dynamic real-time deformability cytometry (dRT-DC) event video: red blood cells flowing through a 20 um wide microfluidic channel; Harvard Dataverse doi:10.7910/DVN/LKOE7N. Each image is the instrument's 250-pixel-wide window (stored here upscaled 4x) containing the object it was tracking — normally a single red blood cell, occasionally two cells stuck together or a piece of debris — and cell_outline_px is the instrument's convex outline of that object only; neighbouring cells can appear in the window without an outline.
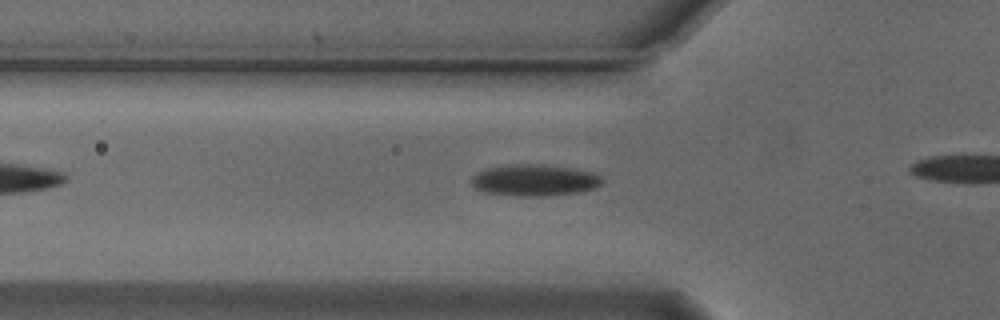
{"species": "Egyptian fruit bat (a non-hibernating species)", "species_latin": "Rousettus aegyptiacus", "temperature_condition": "cold", "stored_images_in_passage": 17, "camera_frame_rate_fps": 3000, "um_per_image_px": 0.085, "animal": {"sex": "male"}, "frame": {"image": 1, "passage_image": 8, "time_ms": 2.333, "image_size_px": [1000, 320], "cell_outline_px": [[604, 180], [596, 188], [576, 192], [540, 196], [520, 196], [484, 192], [476, 188], [468, 180], [476, 172], [488, 168], [516, 164], [540, 164], [572, 168], [592, 172], [600, 176]], "centroid_in_image_um": [45.4, 15.31], "position_along_channel_um": 80.4, "area_um2": 23.87}}
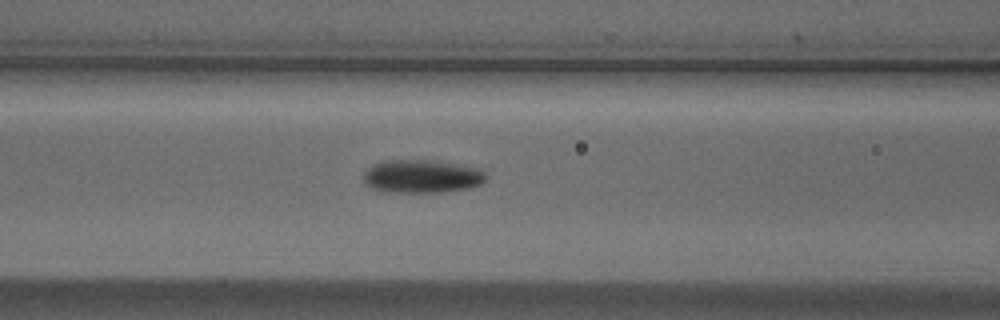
{"frame": {"image": 2, "passage_image": 12, "time_ms": 3.667, "image_size_px": [1000, 320], "cell_outline_px": [[488, 176], [480, 184], [468, 188], [444, 192], [388, 192], [372, 188], [364, 180], [364, 172], [368, 168], [384, 160], [428, 160], [480, 168]], "centroid_in_image_um": [35.87, 14.99], "position_along_channel_um": 130.7, "area_um2": 23.47}}
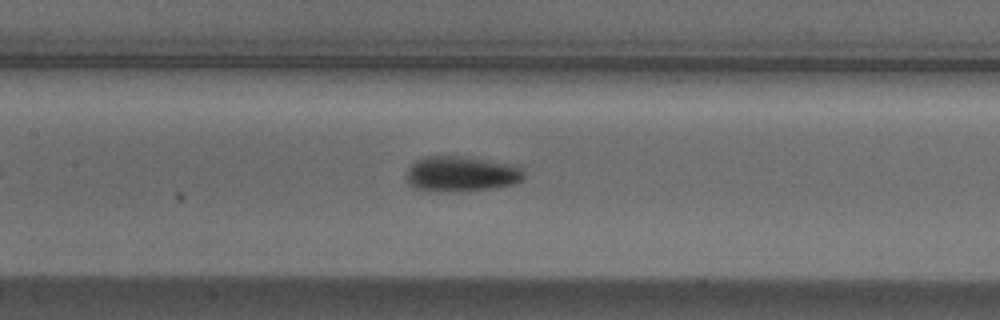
{"frame": {"image": 3, "passage_image": 15, "time_ms": 4.667, "image_size_px": [1000, 320], "cell_outline_px": [[524, 176], [520, 180], [512, 184], [492, 188], [456, 192], [440, 192], [412, 188], [404, 180], [404, 176], [408, 168], [416, 160], [424, 156], [460, 156], [504, 164], [520, 168], [524, 172]], "centroid_in_image_um": [39.06, 14.81], "position_along_channel_um": 168.3, "area_um2": 24.1}}